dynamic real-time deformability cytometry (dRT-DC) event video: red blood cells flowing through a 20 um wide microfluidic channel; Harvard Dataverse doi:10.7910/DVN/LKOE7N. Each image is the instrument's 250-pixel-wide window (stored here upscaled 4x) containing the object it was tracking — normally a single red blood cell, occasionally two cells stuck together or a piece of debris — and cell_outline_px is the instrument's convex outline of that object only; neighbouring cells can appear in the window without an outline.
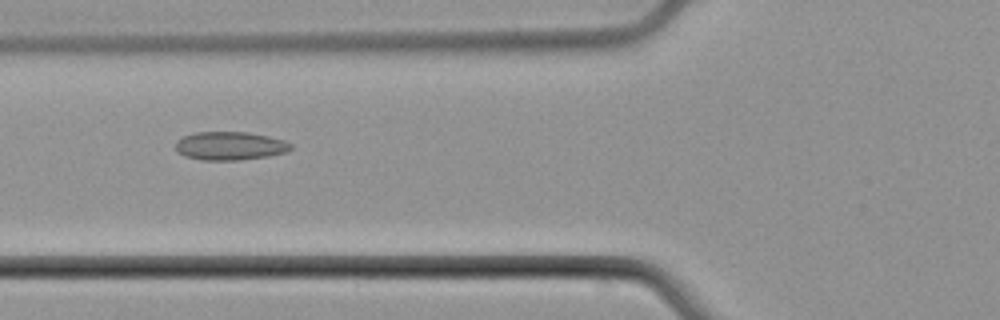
{"species": "common noctule bat (a hibernating species)", "species_latin": "Nyctalus noctula", "temperature_condition": "cold", "stored_images_in_passage": 5, "camera_frame_rate_fps": 3000, "um_per_image_px": 0.085, "animal": {"sex": "male", "body_mass_g": 21.5, "forearm_length_mm": 52.0}, "frame": {"image": 1, "passage_image": 5, "time_ms": 6.333, "image_size_px": [1000, 320], "cell_outline_px": [[292, 148], [288, 152], [268, 156], [236, 160], [204, 160], [184, 156], [176, 152], [176, 140], [184, 136], [196, 132], [248, 132], [268, 136], [284, 140], [292, 144]], "centroid_in_image_um": [19.55, 12.4], "position_along_channel_um": 106.3, "area_um2": 19.13}}